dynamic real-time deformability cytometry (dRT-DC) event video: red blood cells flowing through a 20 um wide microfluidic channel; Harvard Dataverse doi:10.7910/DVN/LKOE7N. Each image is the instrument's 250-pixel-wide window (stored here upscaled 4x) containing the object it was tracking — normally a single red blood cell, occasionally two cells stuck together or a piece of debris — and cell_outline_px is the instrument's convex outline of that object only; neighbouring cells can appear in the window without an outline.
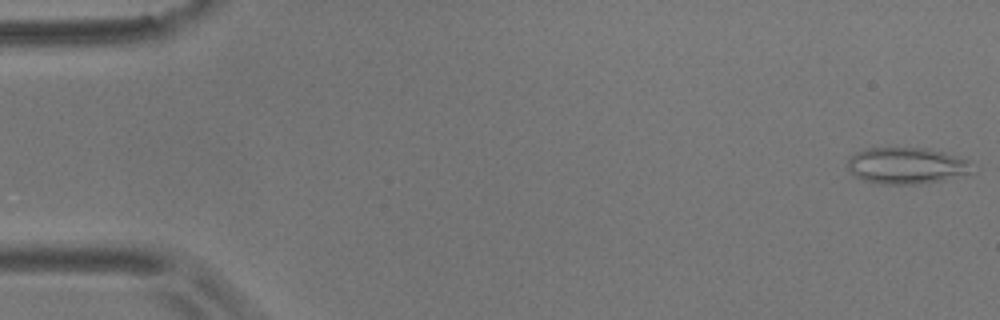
{"species": "common noctule bat (a hibernating species)", "species_latin": "Nyctalus noctula", "temperature_condition": "room temperature", "stored_images_in_passage": 55, "camera_frame_rate_fps": 3000, "um_per_image_px": 0.085, "animal": {"sex": "male", "body_mass_g": 17.9}, "frame": {"image": 1, "passage_image": 1, "time_ms": 0.0, "image_size_px": [1000, 320], "cell_outline_px": [[968, 172], [944, 180], [920, 184], [880, 184], [864, 180], [856, 176], [848, 168], [848, 156], [856, 152], [868, 148], [928, 148], [944, 152], [968, 160]], "centroid_in_image_um": [76.98, 14.07], "position_along_channel_um": 8.0, "area_um2": 26.07}}
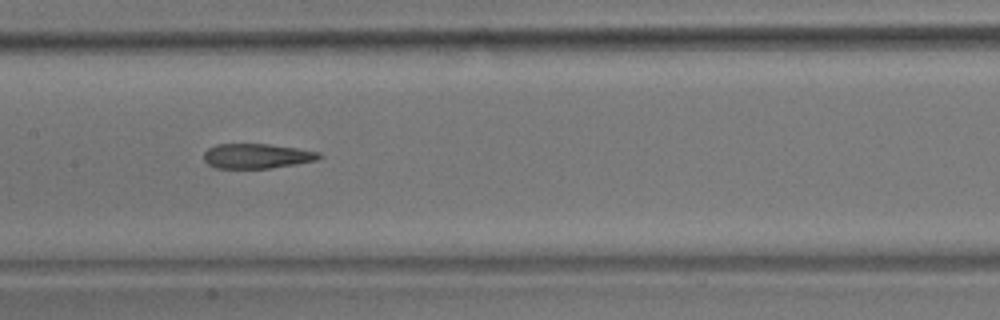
{"frame": {"image": 2, "passage_image": 27, "time_ms": 8.667, "image_size_px": [1000, 320], "cell_outline_px": [[324, 156], [316, 160], [296, 164], [272, 168], [216, 168], [208, 164], [204, 160], [204, 152], [208, 148], [216, 144], [268, 144], [296, 148], [320, 152]], "centroid_in_image_um": [21.84, 13.26], "position_along_channel_um": 185.6, "area_um2": 16.7}}
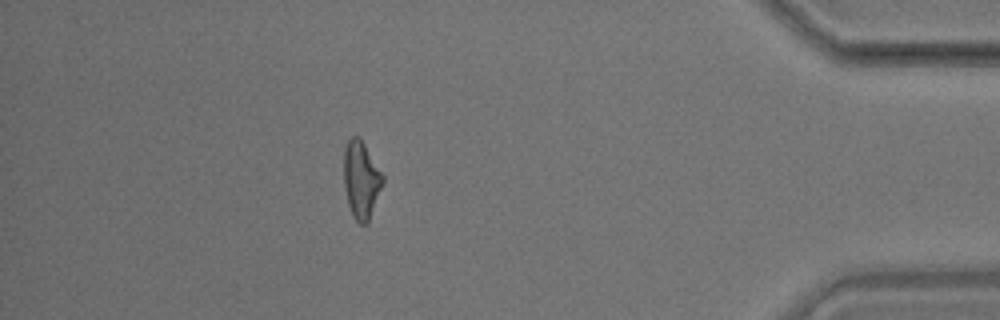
{"frame": {"image": 3, "passage_image": 49, "time_ms": 16.0, "image_size_px": [1000, 320], "cell_outline_px": [[384, 180], [368, 220], [364, 224], [360, 224], [352, 216], [348, 204], [344, 188], [344, 148], [348, 140], [352, 136], [360, 136], [384, 176]], "centroid_in_image_um": [30.68, 15.23], "position_along_channel_um": 404.5, "area_um2": 17.4}, "authors_computed_cell_mechanics": {"area_um2": 17.8024, "velocity_mm_per_s": 3.6068, "shape_relaxation_time_tau1_ms": null, "shape_relaxation_time_tau2_ms": 2.9706, "deformation_change_tau1": null, "deformation_change_tau2": 0.1276}}